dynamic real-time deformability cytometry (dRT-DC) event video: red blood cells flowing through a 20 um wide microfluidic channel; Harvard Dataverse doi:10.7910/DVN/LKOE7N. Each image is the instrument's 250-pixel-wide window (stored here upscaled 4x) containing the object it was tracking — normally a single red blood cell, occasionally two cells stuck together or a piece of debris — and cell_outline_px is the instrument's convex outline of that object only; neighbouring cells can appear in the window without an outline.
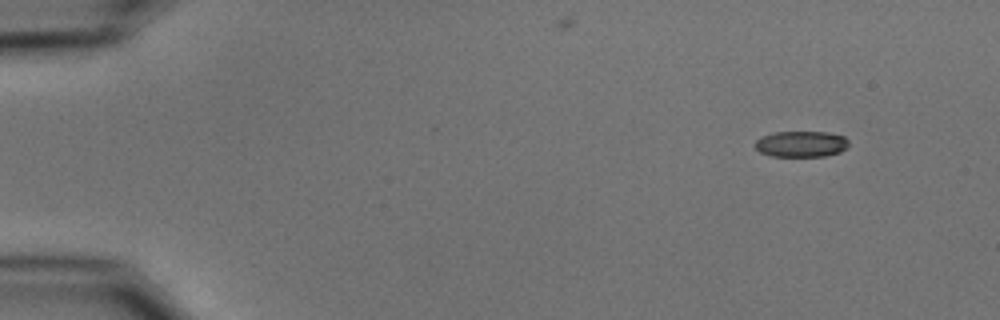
{"species": "common noctule bat (a hibernating species)", "species_latin": "Nyctalus noctula", "temperature_condition": "cold", "stored_images_in_passage": 50, "camera_frame_rate_fps": 3000, "um_per_image_px": 0.085, "animal": {"sex": "male", "body_mass_g": 15.6}, "frame": {"image": 1, "passage_image": 1, "time_ms": 0.0, "image_size_px": [1000, 320], "cell_outline_px": [[848, 144], [840, 152], [824, 156], [772, 156], [760, 152], [756, 148], [756, 140], [760, 136], [776, 132], [828, 132], [844, 136], [848, 140]], "centroid_in_image_um": [68.09, 12.23], "position_along_channel_um": 16.9, "area_um2": 14.1}}
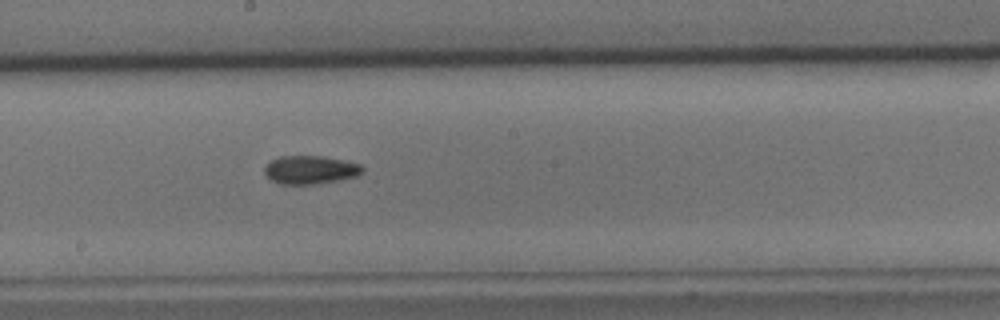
{"frame": {"image": 2, "passage_image": 26, "time_ms": 8.333, "image_size_px": [1000, 320], "cell_outline_px": [[364, 172], [356, 176], [336, 180], [312, 184], [280, 184], [272, 180], [264, 172], [264, 168], [272, 160], [280, 156], [320, 156], [344, 160], [360, 164], [364, 168]], "centroid_in_image_um": [26.39, 14.43], "position_along_channel_um": 221.8, "area_um2": 15.95}}
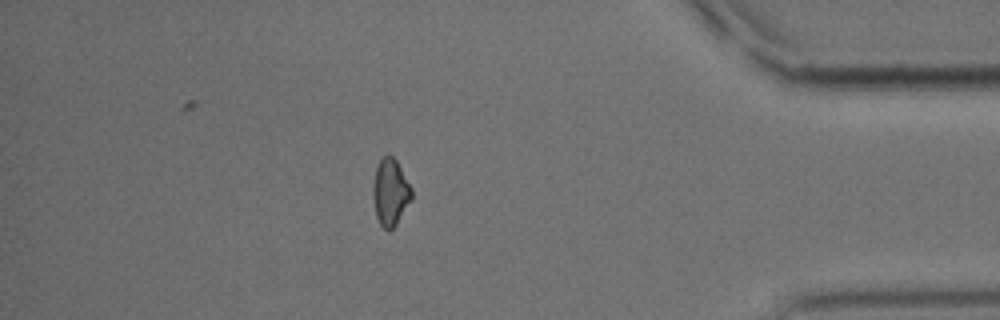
{"frame": {"image": 3, "passage_image": 43, "time_ms": 14.0, "image_size_px": [1000, 320], "cell_outline_px": [[412, 200], [396, 224], [388, 232], [380, 224], [376, 216], [372, 196], [372, 188], [376, 168], [380, 160], [384, 156], [392, 156], [396, 160], [412, 188]], "centroid_in_image_um": [33.18, 16.36], "position_along_channel_um": 402.0, "area_um2": 15.03}, "authors_computed_cell_mechanics": {"area_um2": 15.4904, "velocity_mm_per_s": 3.77, "shape_relaxation_time_tau1_ms": 8.3685, "shape_relaxation_time_tau2_ms": 5.2045, "deformation_change_tau1": 0.1353, "deformation_change_tau2": 0.1085}}